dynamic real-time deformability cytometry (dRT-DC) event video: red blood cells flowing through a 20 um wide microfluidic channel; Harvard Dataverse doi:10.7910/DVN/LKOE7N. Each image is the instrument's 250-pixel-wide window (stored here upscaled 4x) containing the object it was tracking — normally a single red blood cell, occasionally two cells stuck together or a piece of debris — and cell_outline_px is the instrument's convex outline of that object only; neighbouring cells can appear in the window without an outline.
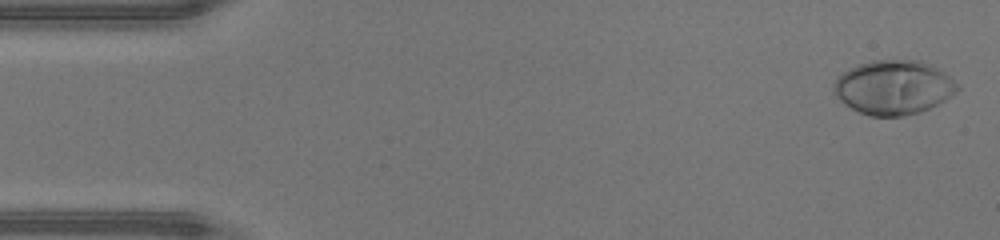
{"species": "human", "species_latin": "Homo sapiens", "temperature_condition": "warm", "stored_images_in_passage": 46, "camera_frame_rate_fps": 3000, "um_per_image_px": 0.085, "donor": {"sex": "male"}, "frame": {"image": 1, "passage_image": 1, "time_ms": 0.0, "image_size_px": [1000, 240], "cell_outline_px": [[960, 88], [956, 92], [944, 100], [920, 112], [900, 116], [868, 116], [844, 104], [832, 92], [832, 84], [836, 76], [848, 68], [872, 60], [920, 60], [932, 64], [944, 72], [960, 84]], "centroid_in_image_um": [75.93, 7.41], "position_along_channel_um": 9.1, "area_um2": 39.42}}
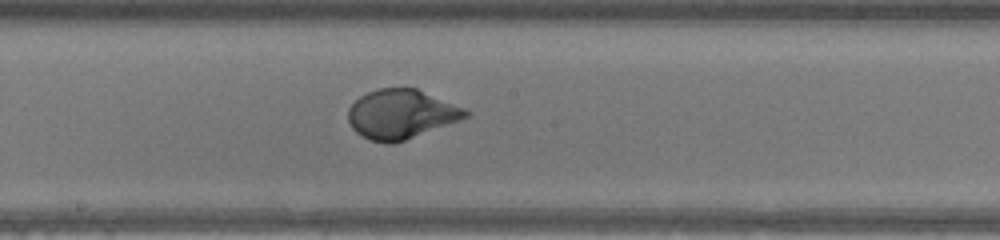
{"frame": {"image": 2, "passage_image": 24, "time_ms": 7.667, "image_size_px": [1000, 240], "cell_outline_px": [[472, 112], [468, 116], [460, 120], [404, 140], [392, 144], [384, 144], [368, 140], [356, 132], [352, 128], [348, 120], [348, 108], [360, 96], [368, 92], [380, 88], [416, 88], [464, 108]], "centroid_in_image_um": [34.07, 9.71], "position_along_channel_um": 214.1, "area_um2": 33.58}}
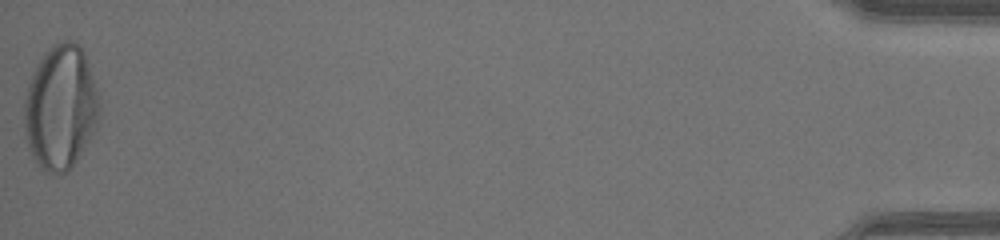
{"frame": {"image": 3, "passage_image": 46, "time_ms": 15.0, "image_size_px": [1000, 240], "cell_outline_px": [[100, 116], [88, 140], [68, 172], [48, 172], [40, 168], [32, 156], [28, 148], [24, 136], [24, 100], [28, 84], [32, 72], [48, 48], [52, 44], [60, 40], [76, 40], [80, 44], [84, 52], [100, 96]], "centroid_in_image_um": [5.14, 9.08], "position_along_channel_um": 430.1, "area_um2": 54.79}, "authors_computed_cell_mechanics": {"area_um2": 35.0557, "velocity_mm_per_s": 4.4195, "shape_relaxation_time_tau1_ms": 3.3909, "shape_relaxation_time_tau2_ms": null, "deformation_change_tau1": 0.227, "deformation_change_tau2": null}}